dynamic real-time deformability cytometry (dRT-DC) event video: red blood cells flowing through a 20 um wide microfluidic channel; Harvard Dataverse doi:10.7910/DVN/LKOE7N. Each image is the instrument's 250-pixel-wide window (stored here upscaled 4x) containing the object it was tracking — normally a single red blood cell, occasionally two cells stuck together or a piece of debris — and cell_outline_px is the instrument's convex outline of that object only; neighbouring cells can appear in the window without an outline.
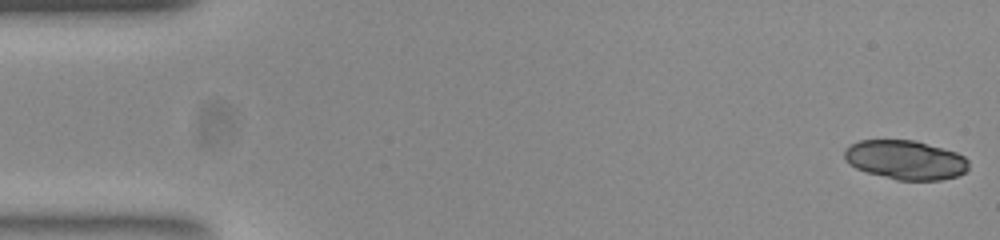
{"species": "common noctule bat (a hibernating species)", "species_latin": "Nyctalus noctula", "temperature_condition": "room temperature", "stored_images_in_passage": 52, "segment_of_instrument_passage": [1, 2], "camera_frame_rate_fps": 3000, "um_per_image_px": 0.085, "animal": {"sex": "female", "body_mass_g": 23.0, "forearm_length_mm": 53.4}, "frame": {"image": 1, "passage_image": 1, "time_ms": 0.0, "image_size_px": [1000, 240], "cell_outline_px": [[968, 168], [964, 172], [956, 176], [940, 180], [896, 180], [868, 172], [856, 168], [848, 164], [844, 160], [844, 148], [848, 144], [860, 140], [916, 140], [956, 152], [964, 156], [968, 160]], "centroid_in_image_um": [76.92, 13.58], "position_along_channel_um": 8.1, "area_um2": 28.55}}